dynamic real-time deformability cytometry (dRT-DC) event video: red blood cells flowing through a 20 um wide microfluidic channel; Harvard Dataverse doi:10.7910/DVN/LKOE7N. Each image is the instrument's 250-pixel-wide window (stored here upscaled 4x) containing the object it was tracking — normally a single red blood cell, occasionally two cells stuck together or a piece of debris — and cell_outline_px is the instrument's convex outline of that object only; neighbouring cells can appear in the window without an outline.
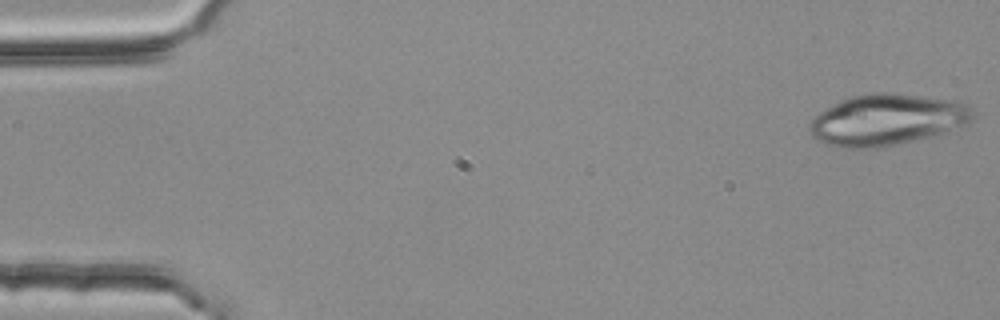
{"species": "common noctule bat (a hibernating species)", "species_latin": "Nyctalus noctula", "temperature_condition": "room temperature", "stored_images_in_passage": 3, "camera_frame_rate_fps": 3000, "um_per_image_px": 0.085, "animal": {"sex": "female", "body_mass_g": 25.1}, "frame": {"image": 1, "passage_image": 1, "time_ms": 0.0, "image_size_px": [1000, 320], "cell_outline_px": [[972, 120], [968, 124], [940, 136], [880, 148], [840, 148], [816, 140], [812, 136], [808, 128], [812, 120], [824, 108], [840, 100], [852, 96], [868, 92], [888, 92], [956, 100], [968, 104], [972, 108]], "centroid_in_image_um": [75.43, 10.19], "position_along_channel_um": 9.6, "area_um2": 49.71}}